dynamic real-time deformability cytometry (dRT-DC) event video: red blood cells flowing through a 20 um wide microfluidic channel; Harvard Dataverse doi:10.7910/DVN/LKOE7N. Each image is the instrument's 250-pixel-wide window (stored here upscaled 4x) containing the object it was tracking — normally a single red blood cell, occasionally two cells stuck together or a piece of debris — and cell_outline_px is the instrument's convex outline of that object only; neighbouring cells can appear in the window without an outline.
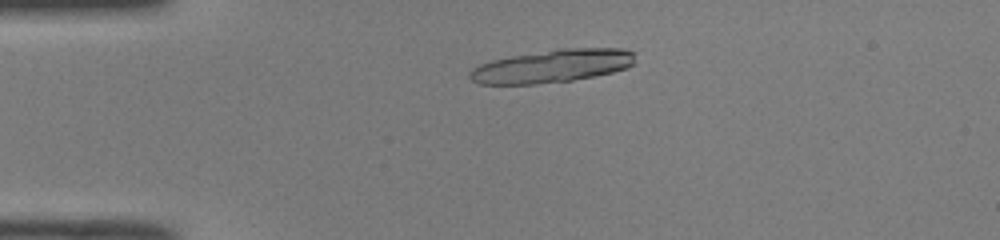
{"species": "common noctule bat (a hibernating species)", "species_latin": "Nyctalus noctula", "temperature_condition": "room temperature", "stored_images_in_passage": 15, "camera_frame_rate_fps": 3000, "um_per_image_px": 0.085, "animal": {"sex": "male", "body_mass_g": 19.0, "forearm_length_mm": 50.8}, "frame": {"image": 1, "passage_image": 9, "time_ms": 2.667, "image_size_px": [1000, 240], "cell_outline_px": [[636, 52], [632, 64], [628, 68], [612, 72], [572, 80], [536, 84], [480, 84], [472, 80], [468, 76], [468, 72], [472, 68], [480, 64], [492, 60], [512, 56], [560, 48], [624, 48]], "centroid_in_image_um": [46.95, 5.61], "position_along_channel_um": 38.1, "area_um2": 31.79}}